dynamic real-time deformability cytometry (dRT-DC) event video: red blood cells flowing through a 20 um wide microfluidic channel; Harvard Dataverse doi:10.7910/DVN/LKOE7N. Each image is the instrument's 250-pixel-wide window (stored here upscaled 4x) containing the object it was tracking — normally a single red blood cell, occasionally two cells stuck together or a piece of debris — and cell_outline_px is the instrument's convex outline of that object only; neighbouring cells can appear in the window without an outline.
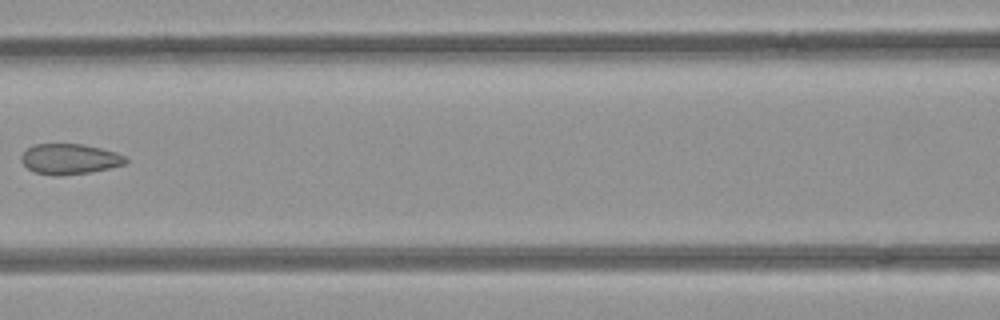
{"species": "common noctule bat (a hibernating species)", "species_latin": "Nyctalus noctula", "temperature_condition": "room temperature", "stored_images_in_passage": 4, "camera_frame_rate_fps": 3000, "um_per_image_px": 0.085, "animal": {"sex": "female", "body_mass_g": 21.9}, "frame": {"image": 1, "passage_image": 4, "time_ms": 1.0, "image_size_px": [1000, 320], "cell_outline_px": [[128, 160], [124, 164], [108, 168], [88, 172], [56, 176], [36, 172], [28, 168], [20, 160], [20, 156], [28, 148], [36, 144], [84, 144], [116, 152], [124, 156]], "centroid_in_image_um": [5.9, 13.51], "position_along_channel_um": 160.7, "area_um2": 18.26}}